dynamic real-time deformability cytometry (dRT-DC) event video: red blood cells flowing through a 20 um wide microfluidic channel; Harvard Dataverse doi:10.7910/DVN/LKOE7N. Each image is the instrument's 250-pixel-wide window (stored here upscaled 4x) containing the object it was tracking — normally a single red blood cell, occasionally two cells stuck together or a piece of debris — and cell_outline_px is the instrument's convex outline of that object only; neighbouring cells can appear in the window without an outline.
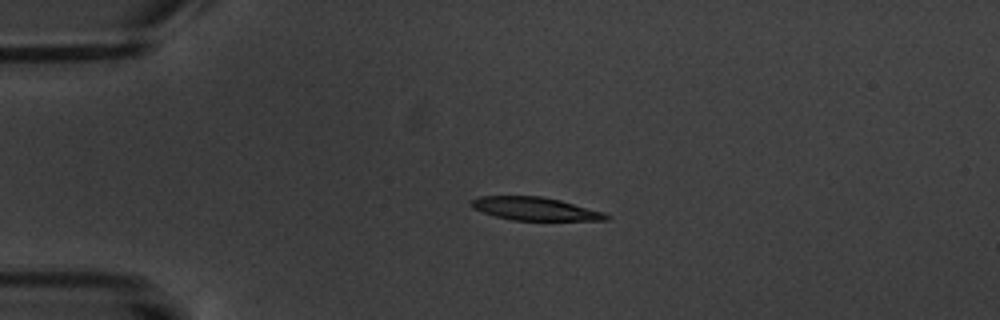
{"species": "common noctule bat (a hibernating species)", "species_latin": "Nyctalus noctula", "temperature_condition": "warm", "stored_images_in_passage": 4, "camera_frame_rate_fps": 3000, "um_per_image_px": 0.085, "animal": {"sex": "male", "body_mass_g": 20.1, "forearm_length_mm": 53.5}, "frame": {"image": 1, "passage_image": 3, "time_ms": 3.333, "image_size_px": [1000, 320], "cell_outline_px": [[608, 220], [512, 220], [496, 216], [472, 208], [472, 200], [480, 196], [540, 196], [560, 200], [604, 212], [608, 216]], "centroid_in_image_um": [45.48, 17.74], "position_along_channel_um": 39.5, "area_um2": 17.86}}